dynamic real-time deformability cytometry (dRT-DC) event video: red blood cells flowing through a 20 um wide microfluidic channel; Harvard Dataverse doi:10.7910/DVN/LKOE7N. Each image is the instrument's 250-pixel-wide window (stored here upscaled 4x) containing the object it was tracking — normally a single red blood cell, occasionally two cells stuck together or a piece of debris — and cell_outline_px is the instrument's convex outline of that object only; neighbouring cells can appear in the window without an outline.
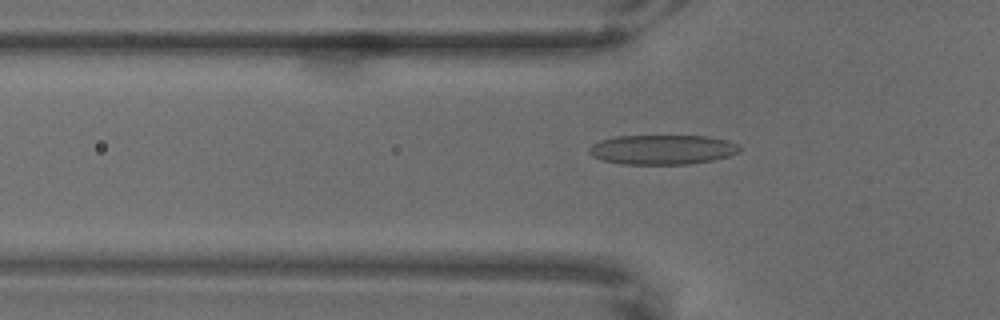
{"species": "common noctule bat (a hibernating species)", "species_latin": "Nyctalus noctula", "temperature_condition": "warm", "stored_images_in_passage": 49, "camera_frame_rate_fps": 3000, "um_per_image_px": 0.085, "animal": {"sex": "male", "body_mass_g": 18.8}, "frame": {"image": 1, "passage_image": 6, "time_ms": 1.667, "image_size_px": [1000, 320], "cell_outline_px": [[740, 152], [728, 156], [712, 160], [688, 164], [624, 164], [604, 160], [592, 156], [588, 152], [588, 148], [592, 144], [600, 140], [616, 136], [708, 136], [724, 140], [736, 144], [740, 148]], "centroid_in_image_um": [56.27, 12.71], "position_along_channel_um": 69.5, "area_um2": 25.84}}
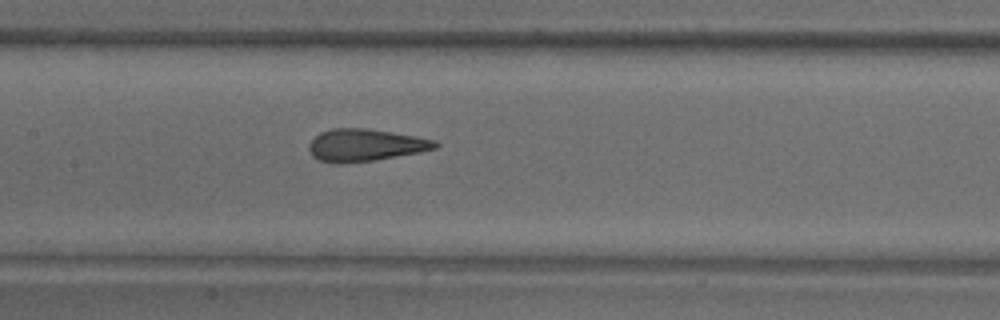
{"frame": {"image": 2, "passage_image": 16, "time_ms": 5.0, "image_size_px": [1000, 320], "cell_outline_px": [[440, 144], [436, 148], [420, 152], [372, 160], [340, 164], [336, 164], [320, 160], [312, 156], [308, 148], [308, 144], [320, 132], [332, 128], [368, 128], [416, 136], [436, 140]], "centroid_in_image_um": [31.04, 12.33], "position_along_channel_um": 176.4, "area_um2": 23.76}}
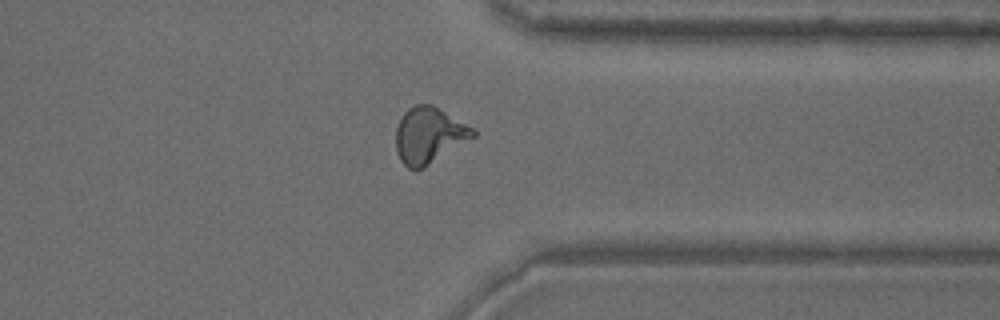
{"frame": {"image": 3, "passage_image": 35, "time_ms": 11.333, "image_size_px": [1000, 320], "cell_outline_px": [[476, 136], [424, 168], [408, 168], [400, 160], [396, 152], [396, 128], [404, 112], [408, 108], [416, 104], [432, 104], [472, 128], [476, 132]], "centroid_in_image_um": [36.45, 11.5], "position_along_channel_um": 375.0, "area_um2": 24.97}}